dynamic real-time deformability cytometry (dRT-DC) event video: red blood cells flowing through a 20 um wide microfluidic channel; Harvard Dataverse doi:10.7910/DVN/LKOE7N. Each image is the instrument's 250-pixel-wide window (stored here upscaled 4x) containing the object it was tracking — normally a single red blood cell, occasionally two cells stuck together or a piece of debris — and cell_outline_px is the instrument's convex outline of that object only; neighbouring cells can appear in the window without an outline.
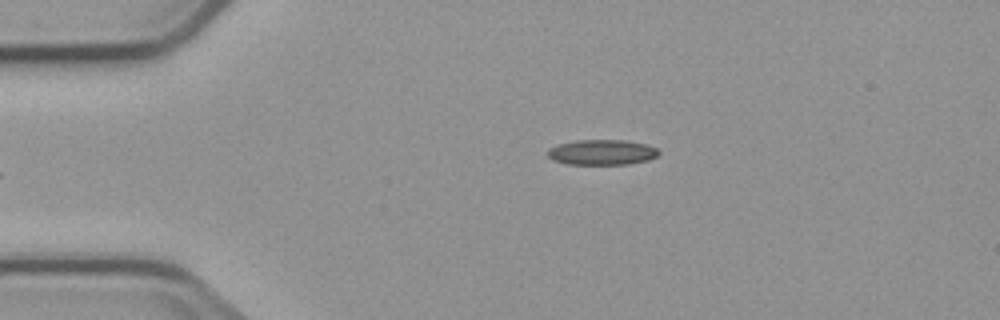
{"species": "common noctule bat (a hibernating species)", "species_latin": "Nyctalus noctula", "temperature_condition": "cold", "stored_images_in_passage": 5, "camera_frame_rate_fps": 3000, "um_per_image_px": 0.085, "animal": {"sex": "male", "body_mass_g": 23.1, "forearm_length_mm": 52.7}, "frame": {"image": 1, "passage_image": 5, "time_ms": 6.333, "image_size_px": [1000, 320], "cell_outline_px": [[660, 152], [656, 156], [648, 160], [628, 164], [568, 164], [552, 160], [548, 156], [548, 148], [556, 144], [576, 140], [624, 140], [648, 144], [656, 148]], "centroid_in_image_um": [51.14, 12.93], "position_along_channel_um": 33.9, "area_um2": 16.47}}